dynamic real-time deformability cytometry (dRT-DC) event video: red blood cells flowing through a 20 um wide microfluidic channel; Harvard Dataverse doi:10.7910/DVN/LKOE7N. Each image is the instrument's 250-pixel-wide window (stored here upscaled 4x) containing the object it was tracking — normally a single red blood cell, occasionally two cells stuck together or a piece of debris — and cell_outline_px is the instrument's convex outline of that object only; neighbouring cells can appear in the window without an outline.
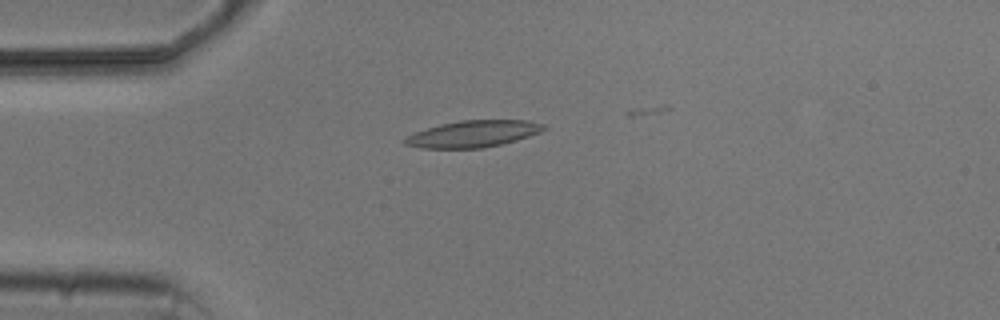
{"species": "common noctule bat (a hibernating species)", "species_latin": "Nyctalus noctula", "temperature_condition": "cold", "stored_images_in_passage": 4, "camera_frame_rate_fps": 3000, "um_per_image_px": 0.085, "animal": {"sex": "male", "body_mass_g": 20.5, "forearm_length_mm": 52.5}, "frame": {"image": 1, "passage_image": 2, "time_ms": 1.0, "image_size_px": [1000, 320], "cell_outline_px": [[548, 128], [540, 132], [516, 140], [500, 144], [480, 148], [420, 148], [404, 144], [400, 140], [416, 132], [440, 124], [460, 120], [528, 120], [544, 124]], "centroid_in_image_um": [40.21, 11.37], "position_along_channel_um": 44.8, "area_um2": 21.5}}
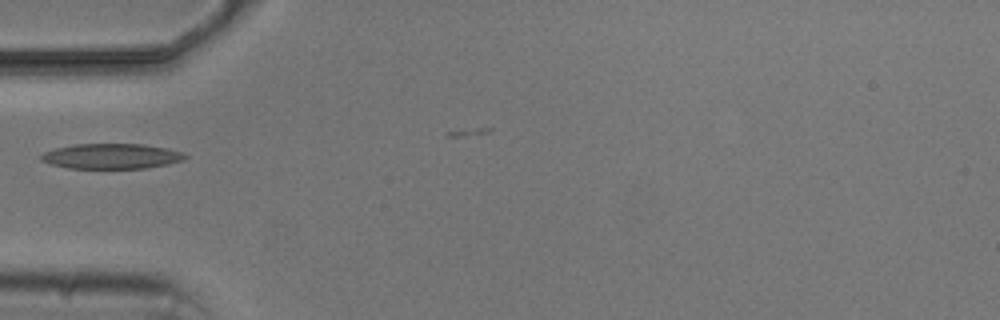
{"frame": {"image": 2, "passage_image": 3, "time_ms": 2.333, "image_size_px": [1000, 320], "cell_outline_px": [[188, 156], [184, 160], [168, 164], [144, 168], [68, 168], [52, 164], [40, 160], [40, 156], [44, 152], [56, 148], [76, 144], [144, 144], [168, 148], [184, 152]], "centroid_in_image_um": [9.52, 13.27], "position_along_channel_um": 75.5, "area_um2": 21.15}}